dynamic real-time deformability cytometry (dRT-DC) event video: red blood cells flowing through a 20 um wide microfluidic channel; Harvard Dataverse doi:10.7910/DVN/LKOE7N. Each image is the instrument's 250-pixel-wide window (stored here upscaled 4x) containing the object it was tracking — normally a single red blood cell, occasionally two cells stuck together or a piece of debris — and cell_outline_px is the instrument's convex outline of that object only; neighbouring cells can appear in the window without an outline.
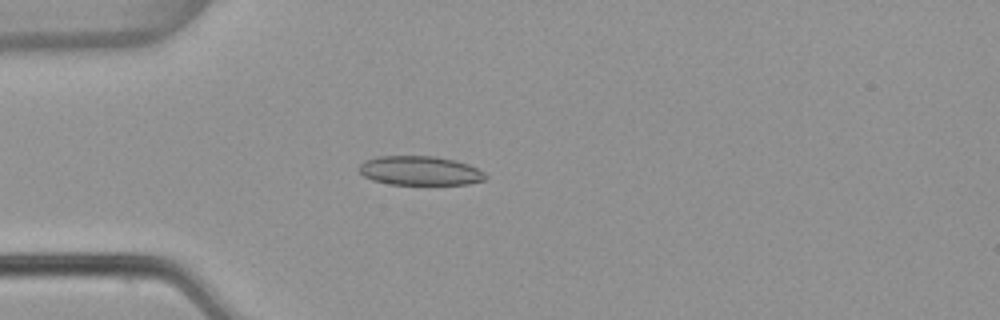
{"species": "common noctule bat (a hibernating species)", "species_latin": "Nyctalus noctula", "temperature_condition": "warm", "stored_images_in_passage": 53, "camera_frame_rate_fps": 3000, "um_per_image_px": 0.085, "animal": {"sex": "female", "body_mass_g": 22.7, "forearm_length_mm": 54.2}, "frame": {"image": 1, "passage_image": 15, "time_ms": 4.667, "image_size_px": [1000, 320], "cell_outline_px": [[488, 176], [484, 180], [468, 184], [388, 184], [372, 180], [364, 176], [360, 172], [360, 164], [364, 160], [376, 156], [436, 156], [456, 160], [468, 164], [484, 172]], "centroid_in_image_um": [35.69, 14.5], "position_along_channel_um": 49.3, "area_um2": 21.56}}
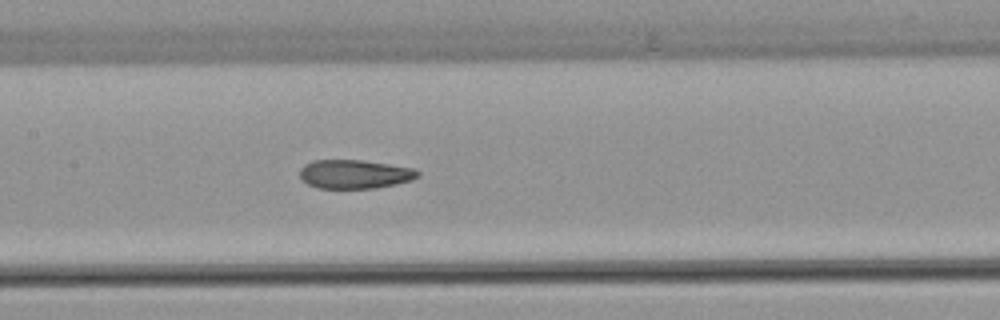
{"frame": {"image": 2, "passage_image": 26, "time_ms": 8.333, "image_size_px": [1000, 320], "cell_outline_px": [[420, 176], [412, 180], [396, 184], [376, 188], [316, 188], [308, 184], [300, 176], [300, 168], [304, 164], [312, 160], [364, 160], [412, 168], [420, 172]], "centroid_in_image_um": [30.15, 14.8], "position_along_channel_um": 177.3, "area_um2": 19.88}}
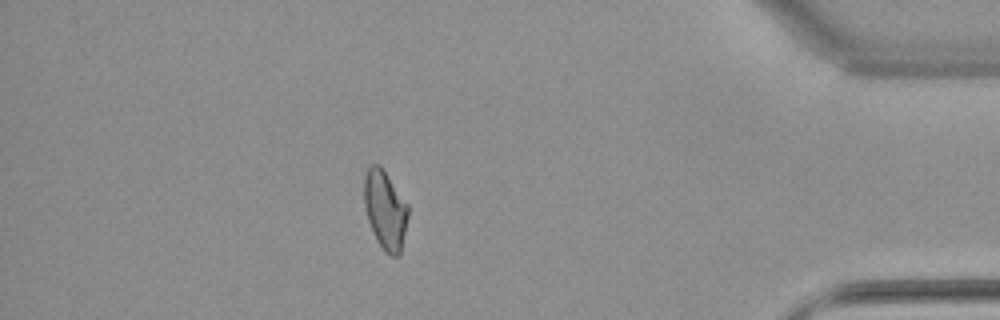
{"frame": {"image": 3, "passage_image": 47, "time_ms": 15.333, "image_size_px": [1000, 320], "cell_outline_px": [[408, 216], [400, 252], [396, 256], [392, 256], [376, 240], [368, 220], [364, 204], [364, 176], [368, 168], [372, 164], [380, 164], [408, 204]], "centroid_in_image_um": [32.73, 17.78], "position_along_channel_um": 402.5, "area_um2": 19.88}, "authors_computed_cell_mechanics": {"area_um2": 20.5768, "velocity_mm_per_s": 3.84, "shape_relaxation_time_tau1_ms": null, "shape_relaxation_time_tau2_ms": 2.718, "deformation_change_tau1": null, "deformation_change_tau2": 0.0895}}